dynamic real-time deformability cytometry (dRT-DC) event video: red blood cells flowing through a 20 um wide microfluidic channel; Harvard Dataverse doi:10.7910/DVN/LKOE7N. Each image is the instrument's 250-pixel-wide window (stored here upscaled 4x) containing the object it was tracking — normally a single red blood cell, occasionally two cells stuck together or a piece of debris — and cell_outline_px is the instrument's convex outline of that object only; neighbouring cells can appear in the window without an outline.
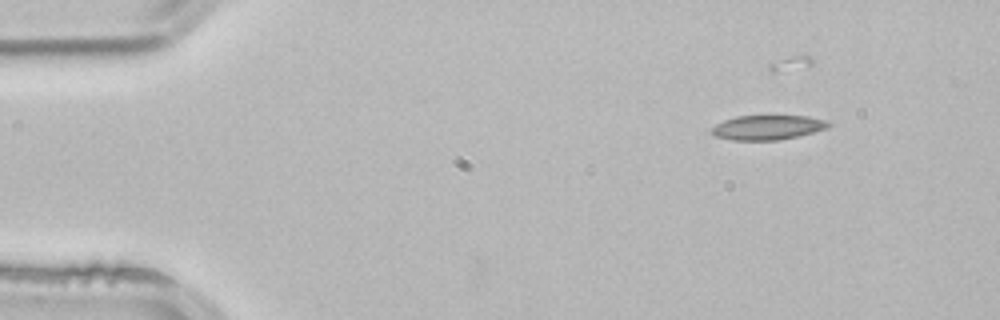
{"species": "common noctule bat (a hibernating species)", "species_latin": "Nyctalus noctula", "temperature_condition": "room temperature", "stored_images_in_passage": 2, "camera_frame_rate_fps": 3000, "um_per_image_px": 0.085, "animal": {"sex": "male", "body_mass_g": 21.5, "forearm_length_mm": 52.0}, "frame": {"image": 1, "passage_image": 1, "time_ms": 0.0, "image_size_px": [1000, 320], "cell_outline_px": [[832, 124], [828, 128], [796, 136], [776, 140], [732, 140], [712, 136], [708, 132], [716, 124], [724, 120], [736, 116], [808, 116], [828, 120]], "centroid_in_image_um": [65.21, 10.83], "position_along_channel_um": 19.8, "area_um2": 16.82}}
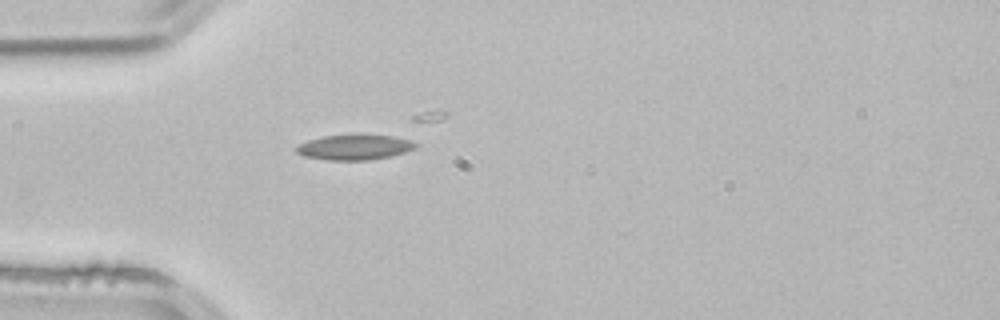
{"frame": {"image": 2, "passage_image": 2, "time_ms": 0.333, "image_size_px": [1000, 320], "cell_outline_px": [[420, 144], [416, 148], [404, 152], [388, 156], [368, 160], [328, 160], [304, 156], [296, 152], [296, 148], [300, 144], [308, 140], [324, 136], [360, 132], [392, 136], [412, 140]], "centroid_in_image_um": [30.18, 12.47], "position_along_channel_um": 54.8, "area_um2": 18.03}}